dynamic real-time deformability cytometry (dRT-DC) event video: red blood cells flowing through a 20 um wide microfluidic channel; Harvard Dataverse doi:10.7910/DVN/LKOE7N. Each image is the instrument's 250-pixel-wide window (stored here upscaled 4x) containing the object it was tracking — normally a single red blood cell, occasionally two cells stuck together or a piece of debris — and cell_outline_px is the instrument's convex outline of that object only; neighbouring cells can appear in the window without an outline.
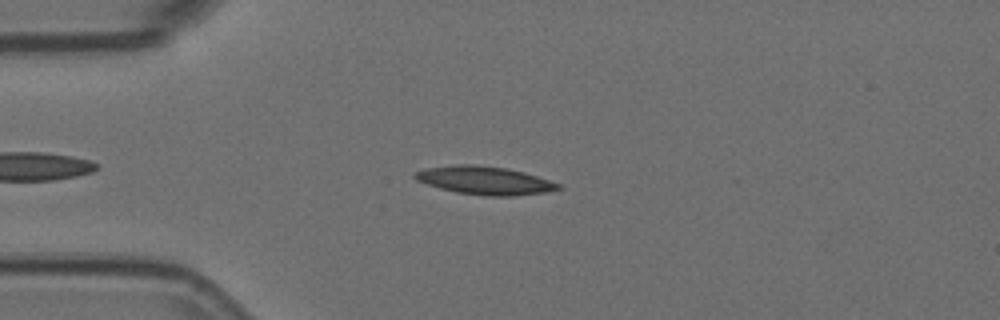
{"species": "Egyptian fruit bat (a non-hibernating species)", "species_latin": "Rousettus aegyptiacus", "temperature_condition": "room temperature", "stored_images_in_passage": 9, "camera_frame_rate_fps": 3000, "um_per_image_px": 0.085, "animal": {"sex": "female"}, "frame": {"image": 1, "passage_image": 2, "time_ms": 0.333, "image_size_px": [1000, 320], "cell_outline_px": [[564, 188], [544, 192], [512, 196], [484, 196], [456, 192], [440, 188], [416, 180], [412, 176], [412, 172], [428, 168], [456, 164], [472, 164], [504, 168], [524, 172], [560, 184]], "centroid_in_image_um": [41.17, 15.34], "position_along_channel_um": 43.8, "area_um2": 23.41}}
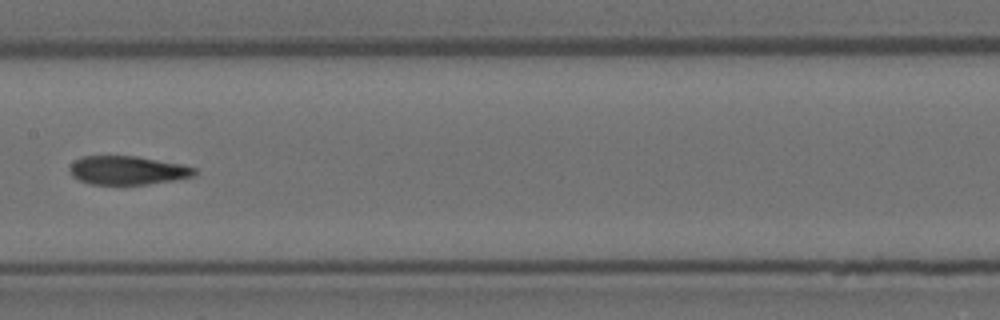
{"frame": {"image": 2, "passage_image": 6, "time_ms": 1.667, "image_size_px": [1000, 320], "cell_outline_px": [[196, 172], [192, 176], [172, 180], [148, 184], [88, 184], [72, 176], [68, 172], [68, 168], [76, 160], [84, 156], [136, 156], [184, 164], [196, 168]], "centroid_in_image_um": [10.83, 14.47], "position_along_channel_um": 196.6, "area_um2": 20.81}}
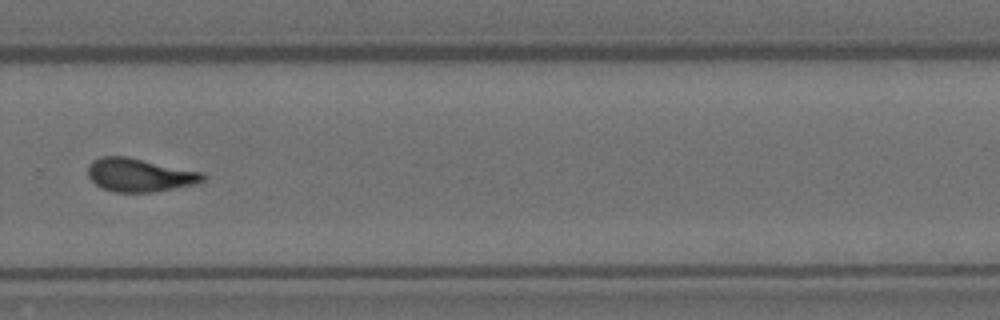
{"frame": {"image": 3, "passage_image": 9, "time_ms": 2.667, "image_size_px": [1000, 320], "cell_outline_px": [[204, 180], [196, 184], [156, 192], [116, 192], [104, 188], [96, 184], [88, 176], [88, 164], [92, 160], [100, 156], [128, 156], [204, 172]], "centroid_in_image_um": [11.88, 14.86], "position_along_channel_um": 317.9, "area_um2": 22.54}}